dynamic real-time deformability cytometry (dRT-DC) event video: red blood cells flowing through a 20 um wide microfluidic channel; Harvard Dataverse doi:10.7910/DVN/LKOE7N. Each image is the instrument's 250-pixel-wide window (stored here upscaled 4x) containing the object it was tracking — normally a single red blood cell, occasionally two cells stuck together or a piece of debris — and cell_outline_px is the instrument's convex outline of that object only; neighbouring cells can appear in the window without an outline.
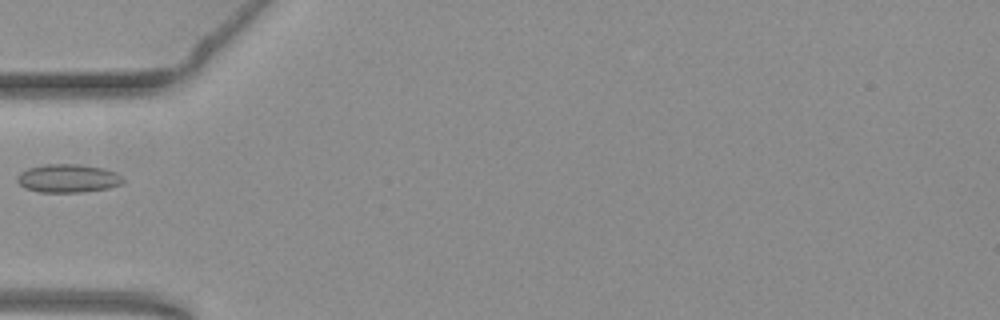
{"species": "common noctule bat (a hibernating species)", "species_latin": "Nyctalus noctula", "temperature_condition": "warm", "stored_images_in_passage": 38, "camera_frame_rate_fps": 3000, "um_per_image_px": 0.085, "animal": {"sex": "female", "body_mass_g": 19.3, "forearm_length_mm": 54.1}, "frame": {"image": 1, "passage_image": 1, "time_ms": 0.0, "image_size_px": [1000, 320], "cell_outline_px": [[124, 184], [108, 188], [80, 192], [40, 192], [24, 188], [16, 180], [16, 176], [20, 172], [28, 168], [44, 164], [80, 164], [104, 168], [116, 172], [124, 176]], "centroid_in_image_um": [5.8, 15.15], "position_along_channel_um": 79.2, "area_um2": 17.74}}
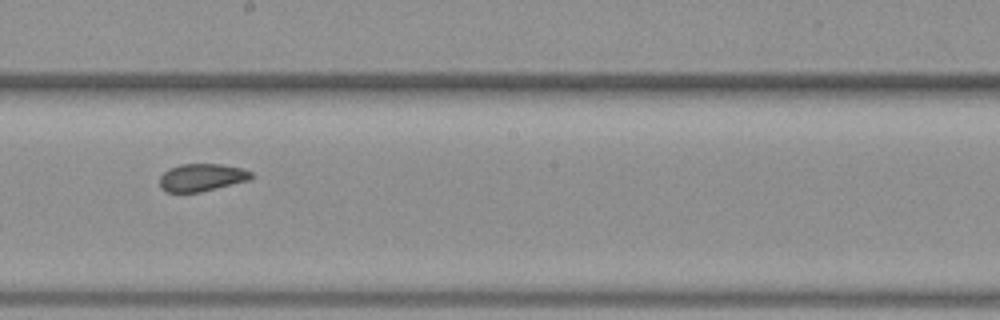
{"frame": {"image": 2, "passage_image": 13, "time_ms": 4.0, "image_size_px": [1000, 320], "cell_outline_px": [[252, 176], [248, 180], [200, 192], [168, 192], [160, 188], [160, 176], [168, 168], [180, 164], [220, 164], [240, 168], [252, 172]], "centroid_in_image_um": [17.1, 15.08], "position_along_channel_um": 231.1, "area_um2": 14.57}}
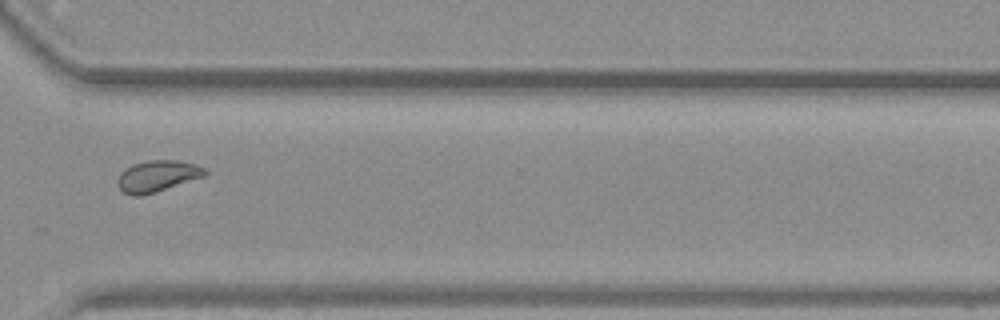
{"frame": {"image": 3, "passage_image": 23, "time_ms": 7.333, "image_size_px": [1000, 320], "cell_outline_px": [[208, 176], [156, 192], [140, 196], [132, 196], [124, 192], [116, 184], [116, 180], [120, 172], [132, 164], [148, 160], [176, 160], [196, 164], [204, 168], [208, 172]], "centroid_in_image_um": [13.39, 14.97], "position_along_channel_um": 357.2, "area_um2": 16.3}}